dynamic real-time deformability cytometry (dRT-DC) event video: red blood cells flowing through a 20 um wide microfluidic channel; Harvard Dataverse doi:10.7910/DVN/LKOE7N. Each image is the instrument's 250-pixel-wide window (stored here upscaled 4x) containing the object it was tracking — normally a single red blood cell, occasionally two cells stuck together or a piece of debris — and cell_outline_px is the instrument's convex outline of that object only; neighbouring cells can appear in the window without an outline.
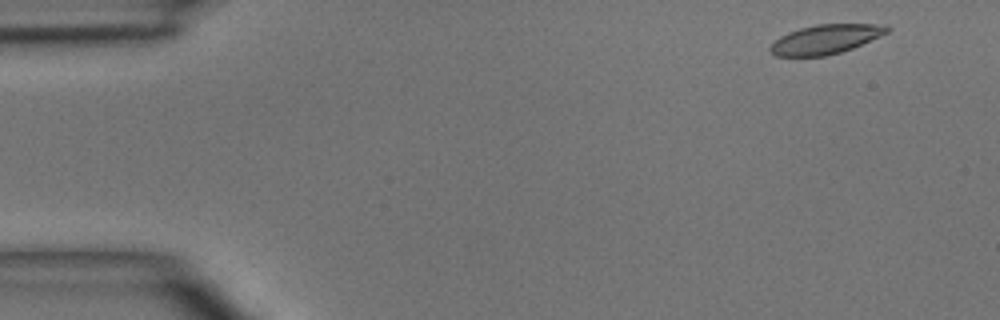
{"species": "common noctule bat (a hibernating species)", "species_latin": "Nyctalus noctula", "temperature_condition": "room temperature", "stored_images_in_passage": 5, "segment_of_instrument_passage": [1, 2], "camera_frame_rate_fps": 3000, "um_per_image_px": 0.085, "animal": {"sex": "male", "body_mass_g": 15.6}, "frame": {"image": 1, "passage_image": 1, "time_ms": 0.0, "image_size_px": [1000, 320], "cell_outline_px": [[888, 32], [852, 48], [840, 52], [824, 56], [776, 56], [768, 48], [780, 36], [788, 32], [800, 28], [816, 24], [884, 24], [888, 28]], "centroid_in_image_um": [70.14, 3.33], "position_along_channel_um": 14.9, "area_um2": 19.65}}
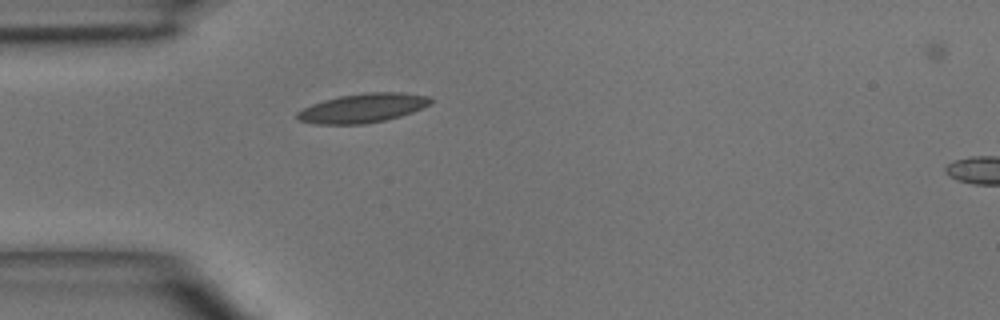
{"frame": {"image": 2, "passage_image": 4, "time_ms": 3.333, "image_size_px": [1000, 320], "cell_outline_px": [[432, 104], [412, 112], [400, 116], [384, 120], [364, 124], [316, 124], [300, 120], [296, 116], [296, 112], [312, 104], [324, 100], [340, 96], [368, 92], [400, 92], [428, 96], [432, 100]], "centroid_in_image_um": [30.85, 9.18], "position_along_channel_um": 54.2, "area_um2": 22.48}}